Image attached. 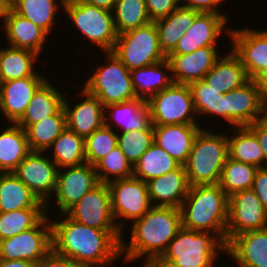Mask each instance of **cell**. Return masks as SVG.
<instances>
[{
    "mask_svg": "<svg viewBox=\"0 0 267 267\" xmlns=\"http://www.w3.org/2000/svg\"><path fill=\"white\" fill-rule=\"evenodd\" d=\"M57 215H49L54 217L50 222L55 253L82 267H114L120 260V230H100L79 223L66 213Z\"/></svg>",
    "mask_w": 267,
    "mask_h": 267,
    "instance_id": "6da1fadb",
    "label": "cell"
},
{
    "mask_svg": "<svg viewBox=\"0 0 267 267\" xmlns=\"http://www.w3.org/2000/svg\"><path fill=\"white\" fill-rule=\"evenodd\" d=\"M127 227L131 229L128 237L130 241L126 242L122 234V264L136 263L143 257L142 267H150L182 228L181 211L175 207L153 206Z\"/></svg>",
    "mask_w": 267,
    "mask_h": 267,
    "instance_id": "7a4b0ae2",
    "label": "cell"
},
{
    "mask_svg": "<svg viewBox=\"0 0 267 267\" xmlns=\"http://www.w3.org/2000/svg\"><path fill=\"white\" fill-rule=\"evenodd\" d=\"M229 197L219 184L189 186L180 207L182 227L216 234L226 244Z\"/></svg>",
    "mask_w": 267,
    "mask_h": 267,
    "instance_id": "3957f363",
    "label": "cell"
},
{
    "mask_svg": "<svg viewBox=\"0 0 267 267\" xmlns=\"http://www.w3.org/2000/svg\"><path fill=\"white\" fill-rule=\"evenodd\" d=\"M218 253L226 244L216 234L182 227L150 267H215Z\"/></svg>",
    "mask_w": 267,
    "mask_h": 267,
    "instance_id": "277c9868",
    "label": "cell"
},
{
    "mask_svg": "<svg viewBox=\"0 0 267 267\" xmlns=\"http://www.w3.org/2000/svg\"><path fill=\"white\" fill-rule=\"evenodd\" d=\"M227 132H213L211 128L198 132L184 164L189 186L219 184L229 156Z\"/></svg>",
    "mask_w": 267,
    "mask_h": 267,
    "instance_id": "5b68a950",
    "label": "cell"
},
{
    "mask_svg": "<svg viewBox=\"0 0 267 267\" xmlns=\"http://www.w3.org/2000/svg\"><path fill=\"white\" fill-rule=\"evenodd\" d=\"M105 58L79 86L96 96L104 107L136 99L130 70L113 52H105Z\"/></svg>",
    "mask_w": 267,
    "mask_h": 267,
    "instance_id": "8992f818",
    "label": "cell"
},
{
    "mask_svg": "<svg viewBox=\"0 0 267 267\" xmlns=\"http://www.w3.org/2000/svg\"><path fill=\"white\" fill-rule=\"evenodd\" d=\"M63 10L64 16L69 19L68 24L81 33L82 40L85 38L86 43L88 41L92 46L96 45L103 54L112 52L118 36L112 11L83 1L64 4Z\"/></svg>",
    "mask_w": 267,
    "mask_h": 267,
    "instance_id": "52a82bcc",
    "label": "cell"
},
{
    "mask_svg": "<svg viewBox=\"0 0 267 267\" xmlns=\"http://www.w3.org/2000/svg\"><path fill=\"white\" fill-rule=\"evenodd\" d=\"M153 126L199 125L191 89L187 84L172 83L147 101ZM196 117V118H195Z\"/></svg>",
    "mask_w": 267,
    "mask_h": 267,
    "instance_id": "ba28073f",
    "label": "cell"
},
{
    "mask_svg": "<svg viewBox=\"0 0 267 267\" xmlns=\"http://www.w3.org/2000/svg\"><path fill=\"white\" fill-rule=\"evenodd\" d=\"M112 52L129 70L167 58L161 50L155 22L118 35Z\"/></svg>",
    "mask_w": 267,
    "mask_h": 267,
    "instance_id": "9c48e42d",
    "label": "cell"
},
{
    "mask_svg": "<svg viewBox=\"0 0 267 267\" xmlns=\"http://www.w3.org/2000/svg\"><path fill=\"white\" fill-rule=\"evenodd\" d=\"M108 188L112 215L122 233L128 229V222L132 223L141 218L153 207L148 185L141 179L130 177L113 180L108 183Z\"/></svg>",
    "mask_w": 267,
    "mask_h": 267,
    "instance_id": "30bf717a",
    "label": "cell"
},
{
    "mask_svg": "<svg viewBox=\"0 0 267 267\" xmlns=\"http://www.w3.org/2000/svg\"><path fill=\"white\" fill-rule=\"evenodd\" d=\"M99 183L95 167L87 162L78 166L59 168L56 190L51 200L46 204V213L52 215L53 211V213L65 214ZM51 202L56 204L53 205ZM53 207L56 209L55 212Z\"/></svg>",
    "mask_w": 267,
    "mask_h": 267,
    "instance_id": "8fae6325",
    "label": "cell"
},
{
    "mask_svg": "<svg viewBox=\"0 0 267 267\" xmlns=\"http://www.w3.org/2000/svg\"><path fill=\"white\" fill-rule=\"evenodd\" d=\"M52 250V226L46 214L33 228L0 241V259L39 263Z\"/></svg>",
    "mask_w": 267,
    "mask_h": 267,
    "instance_id": "7c38bea8",
    "label": "cell"
},
{
    "mask_svg": "<svg viewBox=\"0 0 267 267\" xmlns=\"http://www.w3.org/2000/svg\"><path fill=\"white\" fill-rule=\"evenodd\" d=\"M267 114L254 80L223 94V121L231 127L249 126Z\"/></svg>",
    "mask_w": 267,
    "mask_h": 267,
    "instance_id": "4fadbf2b",
    "label": "cell"
},
{
    "mask_svg": "<svg viewBox=\"0 0 267 267\" xmlns=\"http://www.w3.org/2000/svg\"><path fill=\"white\" fill-rule=\"evenodd\" d=\"M267 228V210L252 189L229 197L226 244L238 234Z\"/></svg>",
    "mask_w": 267,
    "mask_h": 267,
    "instance_id": "5bb4252c",
    "label": "cell"
},
{
    "mask_svg": "<svg viewBox=\"0 0 267 267\" xmlns=\"http://www.w3.org/2000/svg\"><path fill=\"white\" fill-rule=\"evenodd\" d=\"M58 169L47 152L31 151L13 173L46 205L55 193Z\"/></svg>",
    "mask_w": 267,
    "mask_h": 267,
    "instance_id": "9a60e30c",
    "label": "cell"
},
{
    "mask_svg": "<svg viewBox=\"0 0 267 267\" xmlns=\"http://www.w3.org/2000/svg\"><path fill=\"white\" fill-rule=\"evenodd\" d=\"M66 214L73 220L100 230H119L112 211L108 184L99 183L87 192Z\"/></svg>",
    "mask_w": 267,
    "mask_h": 267,
    "instance_id": "2e32d148",
    "label": "cell"
},
{
    "mask_svg": "<svg viewBox=\"0 0 267 267\" xmlns=\"http://www.w3.org/2000/svg\"><path fill=\"white\" fill-rule=\"evenodd\" d=\"M229 38V45L239 56L249 79L267 69V28L233 27Z\"/></svg>",
    "mask_w": 267,
    "mask_h": 267,
    "instance_id": "e0dca14e",
    "label": "cell"
},
{
    "mask_svg": "<svg viewBox=\"0 0 267 267\" xmlns=\"http://www.w3.org/2000/svg\"><path fill=\"white\" fill-rule=\"evenodd\" d=\"M229 21L228 15L199 13L170 54H189L201 47L218 46L219 39L222 40L219 36L227 34L230 37Z\"/></svg>",
    "mask_w": 267,
    "mask_h": 267,
    "instance_id": "ac0fdd59",
    "label": "cell"
},
{
    "mask_svg": "<svg viewBox=\"0 0 267 267\" xmlns=\"http://www.w3.org/2000/svg\"><path fill=\"white\" fill-rule=\"evenodd\" d=\"M80 90L82 91H79V95L78 91L74 95H77L80 100H75V103V98H73L72 106L68 96L70 91L67 90L63 107L66 113L67 128L85 139L105 124V107L96 96L88 94L82 88Z\"/></svg>",
    "mask_w": 267,
    "mask_h": 267,
    "instance_id": "d6986e66",
    "label": "cell"
},
{
    "mask_svg": "<svg viewBox=\"0 0 267 267\" xmlns=\"http://www.w3.org/2000/svg\"><path fill=\"white\" fill-rule=\"evenodd\" d=\"M50 77L28 76L0 82V115L6 123L16 124L25 113L34 93Z\"/></svg>",
    "mask_w": 267,
    "mask_h": 267,
    "instance_id": "ffe728a7",
    "label": "cell"
},
{
    "mask_svg": "<svg viewBox=\"0 0 267 267\" xmlns=\"http://www.w3.org/2000/svg\"><path fill=\"white\" fill-rule=\"evenodd\" d=\"M218 47L205 46L189 54H169L173 82L189 85L202 80L222 53L219 54Z\"/></svg>",
    "mask_w": 267,
    "mask_h": 267,
    "instance_id": "44dd1931",
    "label": "cell"
},
{
    "mask_svg": "<svg viewBox=\"0 0 267 267\" xmlns=\"http://www.w3.org/2000/svg\"><path fill=\"white\" fill-rule=\"evenodd\" d=\"M2 29L7 46L32 50L41 56L48 34L27 18L17 14L11 7L5 10ZM45 44V45H44Z\"/></svg>",
    "mask_w": 267,
    "mask_h": 267,
    "instance_id": "7402d4cb",
    "label": "cell"
},
{
    "mask_svg": "<svg viewBox=\"0 0 267 267\" xmlns=\"http://www.w3.org/2000/svg\"><path fill=\"white\" fill-rule=\"evenodd\" d=\"M238 267H267V228L234 236L226 244V257Z\"/></svg>",
    "mask_w": 267,
    "mask_h": 267,
    "instance_id": "603a6c76",
    "label": "cell"
},
{
    "mask_svg": "<svg viewBox=\"0 0 267 267\" xmlns=\"http://www.w3.org/2000/svg\"><path fill=\"white\" fill-rule=\"evenodd\" d=\"M201 125L177 124L153 126L154 144L184 165Z\"/></svg>",
    "mask_w": 267,
    "mask_h": 267,
    "instance_id": "cb8c5ba5",
    "label": "cell"
},
{
    "mask_svg": "<svg viewBox=\"0 0 267 267\" xmlns=\"http://www.w3.org/2000/svg\"><path fill=\"white\" fill-rule=\"evenodd\" d=\"M152 206L179 208L185 200L189 183L184 165L147 182Z\"/></svg>",
    "mask_w": 267,
    "mask_h": 267,
    "instance_id": "d4e9b609",
    "label": "cell"
},
{
    "mask_svg": "<svg viewBox=\"0 0 267 267\" xmlns=\"http://www.w3.org/2000/svg\"><path fill=\"white\" fill-rule=\"evenodd\" d=\"M150 123L147 102L142 99L105 106V125L117 133L144 130Z\"/></svg>",
    "mask_w": 267,
    "mask_h": 267,
    "instance_id": "484cf974",
    "label": "cell"
},
{
    "mask_svg": "<svg viewBox=\"0 0 267 267\" xmlns=\"http://www.w3.org/2000/svg\"><path fill=\"white\" fill-rule=\"evenodd\" d=\"M224 51L227 54H222L203 78L209 87L223 94L242 87L250 80L239 56L231 48Z\"/></svg>",
    "mask_w": 267,
    "mask_h": 267,
    "instance_id": "4316f807",
    "label": "cell"
},
{
    "mask_svg": "<svg viewBox=\"0 0 267 267\" xmlns=\"http://www.w3.org/2000/svg\"><path fill=\"white\" fill-rule=\"evenodd\" d=\"M49 78L34 93L22 118L16 123L25 129L27 126L55 115L62 107L66 91H60Z\"/></svg>",
    "mask_w": 267,
    "mask_h": 267,
    "instance_id": "83f0119b",
    "label": "cell"
},
{
    "mask_svg": "<svg viewBox=\"0 0 267 267\" xmlns=\"http://www.w3.org/2000/svg\"><path fill=\"white\" fill-rule=\"evenodd\" d=\"M130 75L136 97L146 102L173 83L171 64L167 58L149 66L132 69Z\"/></svg>",
    "mask_w": 267,
    "mask_h": 267,
    "instance_id": "f1b7e54d",
    "label": "cell"
},
{
    "mask_svg": "<svg viewBox=\"0 0 267 267\" xmlns=\"http://www.w3.org/2000/svg\"><path fill=\"white\" fill-rule=\"evenodd\" d=\"M41 58L43 56L40 57L32 50L0 45V82L28 76H46L45 73L40 74V70L36 68Z\"/></svg>",
    "mask_w": 267,
    "mask_h": 267,
    "instance_id": "f546056e",
    "label": "cell"
},
{
    "mask_svg": "<svg viewBox=\"0 0 267 267\" xmlns=\"http://www.w3.org/2000/svg\"><path fill=\"white\" fill-rule=\"evenodd\" d=\"M0 173L14 172L31 152L25 130L13 123L0 125Z\"/></svg>",
    "mask_w": 267,
    "mask_h": 267,
    "instance_id": "4dcf8cb0",
    "label": "cell"
},
{
    "mask_svg": "<svg viewBox=\"0 0 267 267\" xmlns=\"http://www.w3.org/2000/svg\"><path fill=\"white\" fill-rule=\"evenodd\" d=\"M24 208H46V205L13 172L0 173V212Z\"/></svg>",
    "mask_w": 267,
    "mask_h": 267,
    "instance_id": "1f68e13d",
    "label": "cell"
},
{
    "mask_svg": "<svg viewBox=\"0 0 267 267\" xmlns=\"http://www.w3.org/2000/svg\"><path fill=\"white\" fill-rule=\"evenodd\" d=\"M200 12L179 6L170 15L155 21L159 44L168 56L176 47L178 40L185 34Z\"/></svg>",
    "mask_w": 267,
    "mask_h": 267,
    "instance_id": "d6a6232c",
    "label": "cell"
},
{
    "mask_svg": "<svg viewBox=\"0 0 267 267\" xmlns=\"http://www.w3.org/2000/svg\"><path fill=\"white\" fill-rule=\"evenodd\" d=\"M228 131L229 157L257 168L264 167L263 149L255 133L248 126L232 127Z\"/></svg>",
    "mask_w": 267,
    "mask_h": 267,
    "instance_id": "836d02e7",
    "label": "cell"
},
{
    "mask_svg": "<svg viewBox=\"0 0 267 267\" xmlns=\"http://www.w3.org/2000/svg\"><path fill=\"white\" fill-rule=\"evenodd\" d=\"M11 8L51 36L64 4L60 0H13Z\"/></svg>",
    "mask_w": 267,
    "mask_h": 267,
    "instance_id": "e575fe53",
    "label": "cell"
},
{
    "mask_svg": "<svg viewBox=\"0 0 267 267\" xmlns=\"http://www.w3.org/2000/svg\"><path fill=\"white\" fill-rule=\"evenodd\" d=\"M58 168L86 163L85 139L66 128L46 151Z\"/></svg>",
    "mask_w": 267,
    "mask_h": 267,
    "instance_id": "d590c367",
    "label": "cell"
},
{
    "mask_svg": "<svg viewBox=\"0 0 267 267\" xmlns=\"http://www.w3.org/2000/svg\"><path fill=\"white\" fill-rule=\"evenodd\" d=\"M67 128L62 107L55 115L27 126L24 130L31 151L46 152L53 141Z\"/></svg>",
    "mask_w": 267,
    "mask_h": 267,
    "instance_id": "8d00e7d4",
    "label": "cell"
},
{
    "mask_svg": "<svg viewBox=\"0 0 267 267\" xmlns=\"http://www.w3.org/2000/svg\"><path fill=\"white\" fill-rule=\"evenodd\" d=\"M180 165L166 151L153 143L133 166V177L147 183L177 169Z\"/></svg>",
    "mask_w": 267,
    "mask_h": 267,
    "instance_id": "74e56055",
    "label": "cell"
},
{
    "mask_svg": "<svg viewBox=\"0 0 267 267\" xmlns=\"http://www.w3.org/2000/svg\"><path fill=\"white\" fill-rule=\"evenodd\" d=\"M257 167L234 160L228 156L222 168L219 185L228 197L252 189Z\"/></svg>",
    "mask_w": 267,
    "mask_h": 267,
    "instance_id": "f35d334b",
    "label": "cell"
},
{
    "mask_svg": "<svg viewBox=\"0 0 267 267\" xmlns=\"http://www.w3.org/2000/svg\"><path fill=\"white\" fill-rule=\"evenodd\" d=\"M112 12L117 35L151 22L144 0H116Z\"/></svg>",
    "mask_w": 267,
    "mask_h": 267,
    "instance_id": "ab89813d",
    "label": "cell"
},
{
    "mask_svg": "<svg viewBox=\"0 0 267 267\" xmlns=\"http://www.w3.org/2000/svg\"><path fill=\"white\" fill-rule=\"evenodd\" d=\"M46 214V208L0 212V241L33 228Z\"/></svg>",
    "mask_w": 267,
    "mask_h": 267,
    "instance_id": "60d3db41",
    "label": "cell"
},
{
    "mask_svg": "<svg viewBox=\"0 0 267 267\" xmlns=\"http://www.w3.org/2000/svg\"><path fill=\"white\" fill-rule=\"evenodd\" d=\"M191 89L194 108L198 117L204 118L217 116L216 120L223 121V93L220 90L209 87L202 79L189 84ZM204 115V117H203Z\"/></svg>",
    "mask_w": 267,
    "mask_h": 267,
    "instance_id": "b9f144b4",
    "label": "cell"
},
{
    "mask_svg": "<svg viewBox=\"0 0 267 267\" xmlns=\"http://www.w3.org/2000/svg\"><path fill=\"white\" fill-rule=\"evenodd\" d=\"M94 167L101 183L108 184L113 180L133 177V165L125 157L118 145L98 161Z\"/></svg>",
    "mask_w": 267,
    "mask_h": 267,
    "instance_id": "7bdbcfd3",
    "label": "cell"
},
{
    "mask_svg": "<svg viewBox=\"0 0 267 267\" xmlns=\"http://www.w3.org/2000/svg\"><path fill=\"white\" fill-rule=\"evenodd\" d=\"M117 137L120 150L134 166L154 143L153 125L150 123L144 130L117 133Z\"/></svg>",
    "mask_w": 267,
    "mask_h": 267,
    "instance_id": "ee69618b",
    "label": "cell"
},
{
    "mask_svg": "<svg viewBox=\"0 0 267 267\" xmlns=\"http://www.w3.org/2000/svg\"><path fill=\"white\" fill-rule=\"evenodd\" d=\"M117 145V132L104 124L85 138L86 162L94 166Z\"/></svg>",
    "mask_w": 267,
    "mask_h": 267,
    "instance_id": "f6af8a7d",
    "label": "cell"
},
{
    "mask_svg": "<svg viewBox=\"0 0 267 267\" xmlns=\"http://www.w3.org/2000/svg\"><path fill=\"white\" fill-rule=\"evenodd\" d=\"M151 22L167 17L180 6V0H144Z\"/></svg>",
    "mask_w": 267,
    "mask_h": 267,
    "instance_id": "bcb514c9",
    "label": "cell"
},
{
    "mask_svg": "<svg viewBox=\"0 0 267 267\" xmlns=\"http://www.w3.org/2000/svg\"><path fill=\"white\" fill-rule=\"evenodd\" d=\"M227 2V0H180V6L189 8L200 13H214L219 15H225L219 9L223 5L222 3Z\"/></svg>",
    "mask_w": 267,
    "mask_h": 267,
    "instance_id": "7dc6e473",
    "label": "cell"
},
{
    "mask_svg": "<svg viewBox=\"0 0 267 267\" xmlns=\"http://www.w3.org/2000/svg\"><path fill=\"white\" fill-rule=\"evenodd\" d=\"M252 190L267 210V168L261 167L257 169Z\"/></svg>",
    "mask_w": 267,
    "mask_h": 267,
    "instance_id": "c3c4849f",
    "label": "cell"
},
{
    "mask_svg": "<svg viewBox=\"0 0 267 267\" xmlns=\"http://www.w3.org/2000/svg\"><path fill=\"white\" fill-rule=\"evenodd\" d=\"M259 140L264 154V168H267V114L248 126Z\"/></svg>",
    "mask_w": 267,
    "mask_h": 267,
    "instance_id": "681fc988",
    "label": "cell"
},
{
    "mask_svg": "<svg viewBox=\"0 0 267 267\" xmlns=\"http://www.w3.org/2000/svg\"><path fill=\"white\" fill-rule=\"evenodd\" d=\"M37 267H82L71 259L61 256L51 250L39 263Z\"/></svg>",
    "mask_w": 267,
    "mask_h": 267,
    "instance_id": "f907efd6",
    "label": "cell"
},
{
    "mask_svg": "<svg viewBox=\"0 0 267 267\" xmlns=\"http://www.w3.org/2000/svg\"><path fill=\"white\" fill-rule=\"evenodd\" d=\"M257 85L261 99L267 104V69L253 79Z\"/></svg>",
    "mask_w": 267,
    "mask_h": 267,
    "instance_id": "816d5d0a",
    "label": "cell"
},
{
    "mask_svg": "<svg viewBox=\"0 0 267 267\" xmlns=\"http://www.w3.org/2000/svg\"><path fill=\"white\" fill-rule=\"evenodd\" d=\"M0 267H37V263L29 260L0 259Z\"/></svg>",
    "mask_w": 267,
    "mask_h": 267,
    "instance_id": "f5cc1de1",
    "label": "cell"
},
{
    "mask_svg": "<svg viewBox=\"0 0 267 267\" xmlns=\"http://www.w3.org/2000/svg\"><path fill=\"white\" fill-rule=\"evenodd\" d=\"M81 1L108 11H113L116 2V0H81Z\"/></svg>",
    "mask_w": 267,
    "mask_h": 267,
    "instance_id": "db71d44e",
    "label": "cell"
},
{
    "mask_svg": "<svg viewBox=\"0 0 267 267\" xmlns=\"http://www.w3.org/2000/svg\"><path fill=\"white\" fill-rule=\"evenodd\" d=\"M13 0H0V4L5 8L8 9L12 6Z\"/></svg>",
    "mask_w": 267,
    "mask_h": 267,
    "instance_id": "11a10c76",
    "label": "cell"
},
{
    "mask_svg": "<svg viewBox=\"0 0 267 267\" xmlns=\"http://www.w3.org/2000/svg\"><path fill=\"white\" fill-rule=\"evenodd\" d=\"M5 8L0 4V28L2 27L1 25L3 24V19H4V14H5Z\"/></svg>",
    "mask_w": 267,
    "mask_h": 267,
    "instance_id": "9f6ffc18",
    "label": "cell"
},
{
    "mask_svg": "<svg viewBox=\"0 0 267 267\" xmlns=\"http://www.w3.org/2000/svg\"><path fill=\"white\" fill-rule=\"evenodd\" d=\"M63 4L71 3V2H77L81 0H60Z\"/></svg>",
    "mask_w": 267,
    "mask_h": 267,
    "instance_id": "6f0895ef",
    "label": "cell"
}]
</instances>
